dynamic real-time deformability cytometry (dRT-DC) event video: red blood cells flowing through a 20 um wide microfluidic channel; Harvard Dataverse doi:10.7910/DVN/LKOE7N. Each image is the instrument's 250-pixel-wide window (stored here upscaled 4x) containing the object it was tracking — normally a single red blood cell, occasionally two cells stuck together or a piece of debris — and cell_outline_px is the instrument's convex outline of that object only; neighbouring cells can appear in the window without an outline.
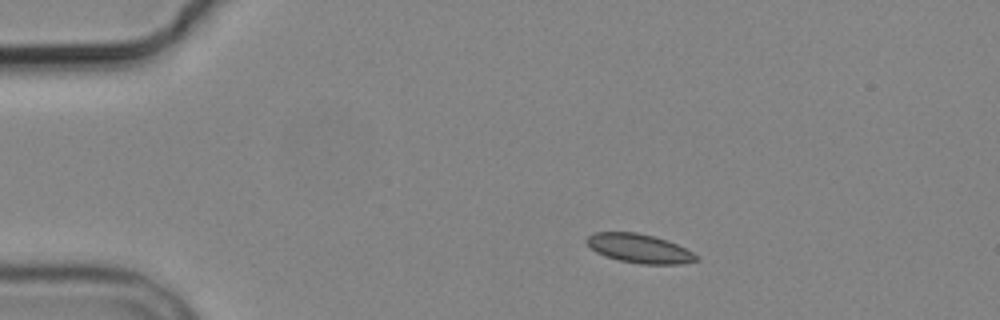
{"species": "common noctule bat (a hibernating species)", "species_latin": "Nyctalus noctula", "temperature_condition": "cold", "stored_images_in_passage": 5, "camera_frame_rate_fps": 3000, "um_per_image_px": 0.085, "animal": {"sex": "male", "body_mass_g": 19.2, "forearm_length_mm": 51.8}, "frame": {"image": 1, "passage_image": 2, "time_ms": 1.333, "image_size_px": [1000, 320], "cell_outline_px": [[700, 260], [680, 264], [640, 264], [620, 260], [604, 256], [596, 252], [584, 240], [588, 236], [596, 232], [636, 232], [652, 236], [676, 244], [700, 256]], "centroid_in_image_um": [54.34, 21.13], "position_along_channel_um": 30.7, "area_um2": 18.38}}
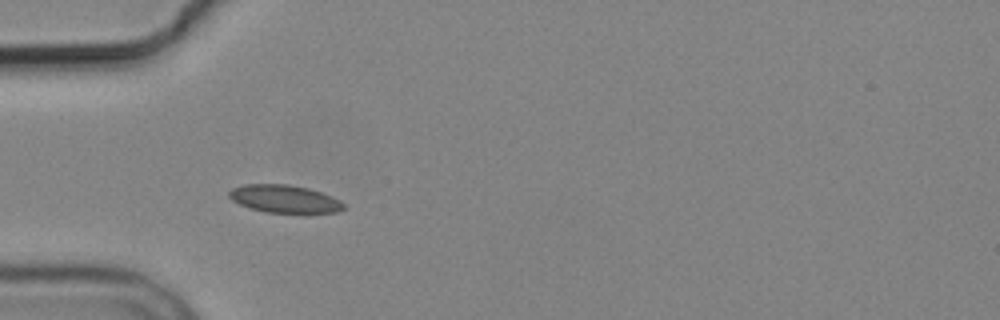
{"frame": {"image": 2, "passage_image": 4, "time_ms": 3.667, "image_size_px": [1000, 320], "cell_outline_px": [[344, 208], [336, 212], [268, 212], [252, 208], [240, 204], [232, 200], [228, 196], [228, 192], [232, 188], [244, 184], [288, 184], [308, 188], [332, 196], [340, 200], [344, 204]], "centroid_in_image_um": [24.16, 16.88], "position_along_channel_um": 60.8, "area_um2": 18.26}}
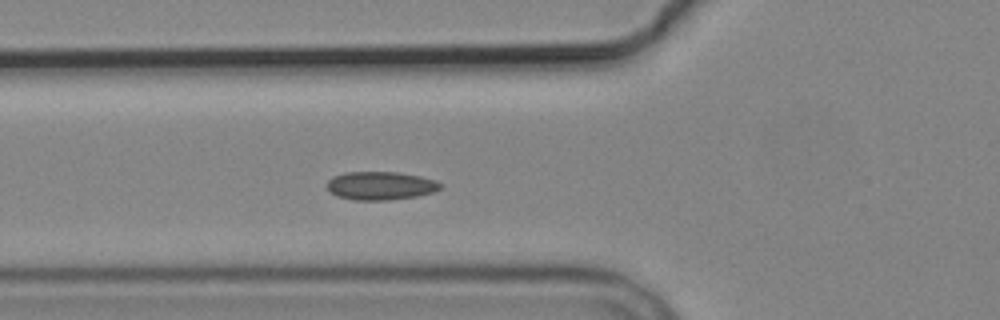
{"frame": {"image": 3, "passage_image": 5, "time_ms": 4.667, "image_size_px": [1000, 320], "cell_outline_px": [[440, 188], [432, 192], [416, 196], [388, 200], [356, 200], [336, 196], [328, 188], [328, 180], [332, 176], [344, 172], [396, 172], [420, 176], [436, 180], [440, 184]], "centroid_in_image_um": [32.32, 15.78], "position_along_channel_um": 93.5, "area_um2": 18.55}}